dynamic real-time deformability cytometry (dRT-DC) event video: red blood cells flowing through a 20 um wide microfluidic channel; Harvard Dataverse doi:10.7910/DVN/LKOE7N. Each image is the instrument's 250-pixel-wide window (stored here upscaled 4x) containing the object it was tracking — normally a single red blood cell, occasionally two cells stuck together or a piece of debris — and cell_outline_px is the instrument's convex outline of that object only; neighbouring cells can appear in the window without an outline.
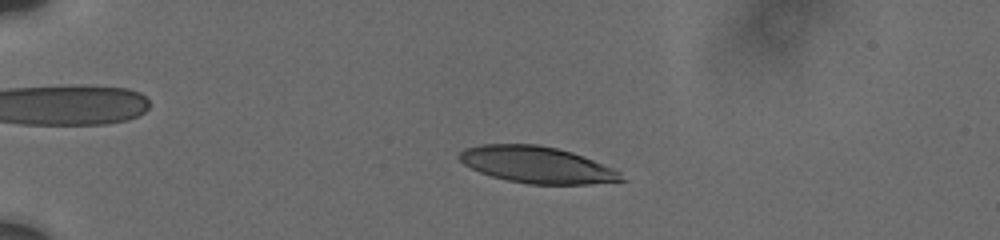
{"species": "human", "species_latin": "Homo sapiens", "temperature_condition": "cold", "stored_images_in_passage": 49, "camera_frame_rate_fps": 3000, "um_per_image_px": 0.085, "donor": {"sex": "male"}, "frame": {"image": 1, "passage_image": 9, "time_ms": 2.667, "image_size_px": [1000, 240], "cell_outline_px": [[628, 180], [588, 184], [528, 184], [508, 180], [492, 176], [480, 172], [464, 164], [456, 156], [464, 148], [480, 144], [536, 144], [556, 148], [572, 152], [616, 168]], "centroid_in_image_um": [45.66, 14.0], "position_along_channel_um": 39.3, "area_um2": 34.68}}
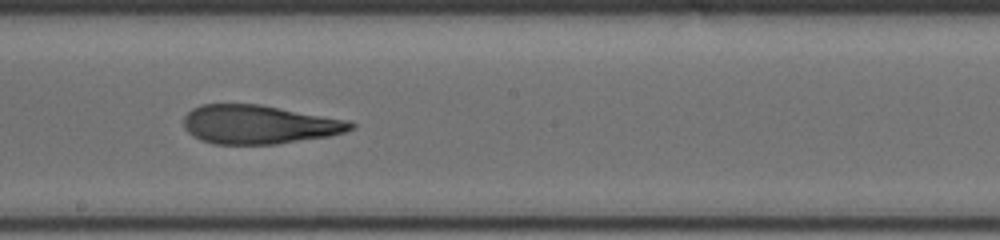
{"frame": {"image": 2, "passage_image": 29, "time_ms": 9.333, "image_size_px": [1000, 240], "cell_outline_px": [[356, 128], [344, 132], [328, 136], [276, 144], [212, 144], [200, 140], [192, 136], [184, 128], [184, 116], [192, 108], [200, 104], [260, 104], [348, 120], [356, 124]], "centroid_in_image_um": [21.99, 10.58], "position_along_channel_um": 226.2, "area_um2": 37.92}}
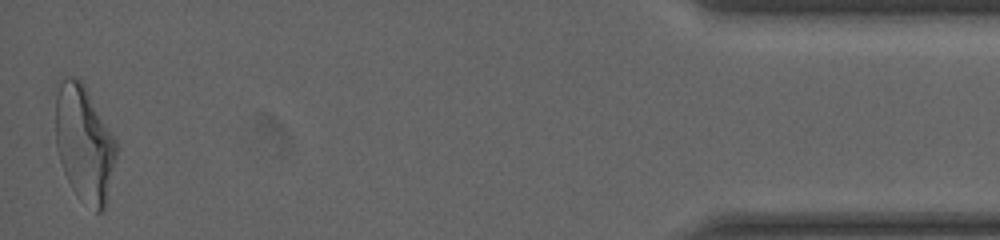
{"frame": {"image": 3, "passage_image": 49, "time_ms": 16.667, "image_size_px": [1000, 240], "cell_outline_px": [[116, 152], [104, 208], [100, 212], [96, 212], [72, 188], [64, 172], [56, 148], [56, 80], [64, 76], [80, 76], [116, 140]], "centroid_in_image_um": [7.11, 12.06], "position_along_channel_um": 428.1, "area_um2": 40.75}, "authors_computed_cell_mechanics": {"area_um2": 38.2636, "velocity_mm_per_s": 3.7472, "shape_relaxation_time_tau1_ms": 7.6598, "shape_relaxation_time_tau2_ms": 2.3486, "deformation_change_tau1": 0.2404, "deformation_change_tau2": 0.1259}}